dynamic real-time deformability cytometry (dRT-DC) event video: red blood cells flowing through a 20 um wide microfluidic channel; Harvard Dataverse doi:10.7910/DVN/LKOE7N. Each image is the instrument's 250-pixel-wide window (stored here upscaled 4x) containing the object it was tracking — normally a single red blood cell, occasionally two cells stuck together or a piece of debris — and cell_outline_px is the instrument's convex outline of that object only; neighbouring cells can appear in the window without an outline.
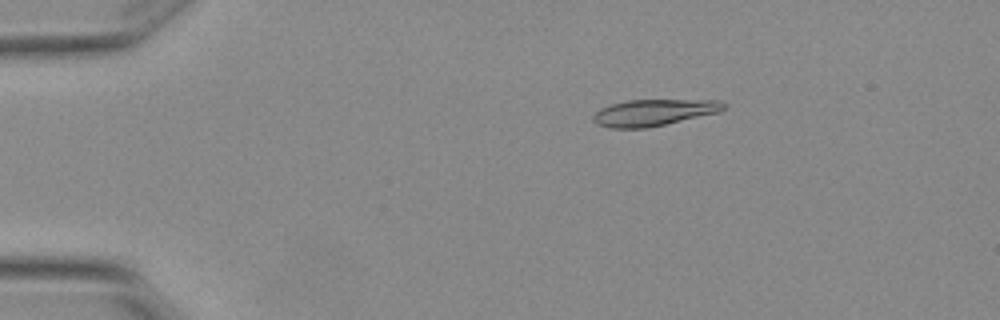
{"species": "Egyptian fruit bat (a non-hibernating species)", "species_latin": "Rousettus aegyptiacus", "temperature_condition": "warm", "stored_images_in_passage": 5, "camera_frame_rate_fps": 3000, "um_per_image_px": 0.085, "animal": {"sex": "female"}, "frame": {"image": 1, "passage_image": 3, "time_ms": 0.667, "image_size_px": [1000, 320], "cell_outline_px": [[724, 108], [720, 112], [648, 128], [608, 128], [596, 124], [592, 120], [592, 116], [600, 108], [624, 100], [716, 100], [724, 104]], "centroid_in_image_um": [55.51, 9.57], "position_along_channel_um": 29.5, "area_um2": 20.17}}
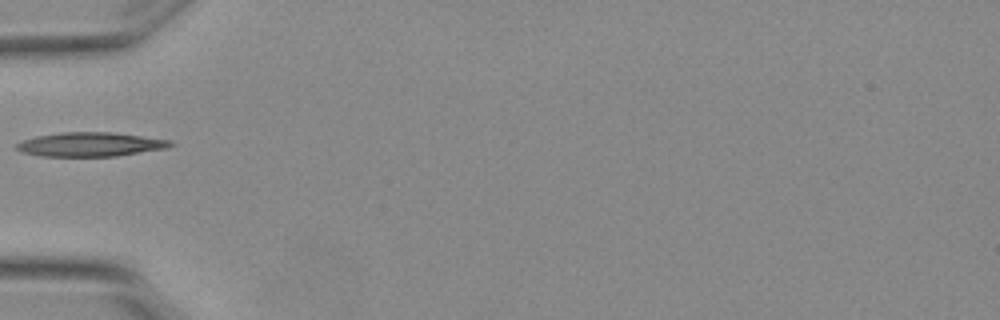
{"frame": {"image": 2, "passage_image": 5, "time_ms": 1.333, "image_size_px": [1000, 320], "cell_outline_px": [[176, 144], [168, 148], [116, 156], [40, 156], [20, 152], [12, 148], [20, 140], [36, 136], [60, 132], [112, 132], [172, 140]], "centroid_in_image_um": [7.64, 12.27], "position_along_channel_um": 77.4, "area_um2": 21.96}}